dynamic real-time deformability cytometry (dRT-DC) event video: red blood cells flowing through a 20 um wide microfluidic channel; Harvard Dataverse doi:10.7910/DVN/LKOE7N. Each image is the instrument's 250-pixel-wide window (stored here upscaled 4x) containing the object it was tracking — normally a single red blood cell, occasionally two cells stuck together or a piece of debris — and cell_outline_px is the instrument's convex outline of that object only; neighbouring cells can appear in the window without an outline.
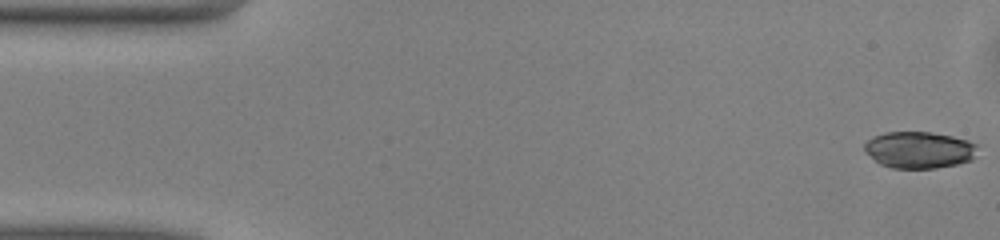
{"species": "common noctule bat (a hibernating species)", "species_latin": "Nyctalus noctula", "temperature_condition": "warm", "stored_images_in_passage": 15, "camera_frame_rate_fps": 3000, "um_per_image_px": 0.085, "animal": {"sex": "male", "body_mass_g": 13.0, "forearm_length_mm": 53.1}, "frame": {"image": 1, "passage_image": 1, "time_ms": 0.0, "image_size_px": [1000, 240], "cell_outline_px": [[976, 156], [972, 160], [956, 164], [936, 168], [892, 168], [880, 164], [864, 152], [864, 144], [872, 136], [884, 132], [932, 132], [952, 136], [968, 140], [976, 144]], "centroid_in_image_um": [78.11, 12.74], "position_along_channel_um": 6.9, "area_um2": 24.33}}
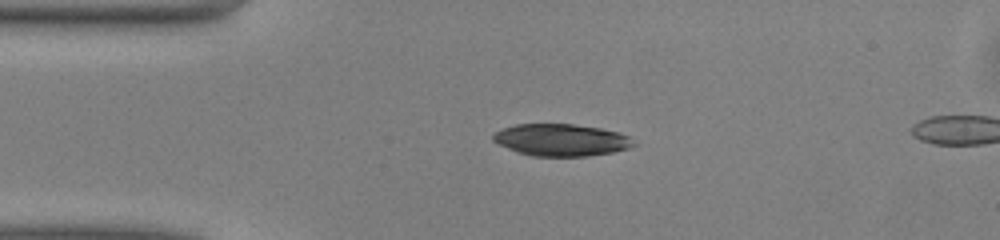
{"frame": {"image": 2, "passage_image": 11, "time_ms": 3.333, "image_size_px": [1000, 240], "cell_outline_px": [[636, 144], [628, 148], [612, 152], [588, 156], [532, 156], [516, 152], [492, 140], [492, 136], [496, 132], [504, 128], [516, 124], [572, 124], [600, 128], [620, 132], [632, 136]], "centroid_in_image_um": [47.74, 11.9], "position_along_channel_um": 37.3, "area_um2": 26.3}}